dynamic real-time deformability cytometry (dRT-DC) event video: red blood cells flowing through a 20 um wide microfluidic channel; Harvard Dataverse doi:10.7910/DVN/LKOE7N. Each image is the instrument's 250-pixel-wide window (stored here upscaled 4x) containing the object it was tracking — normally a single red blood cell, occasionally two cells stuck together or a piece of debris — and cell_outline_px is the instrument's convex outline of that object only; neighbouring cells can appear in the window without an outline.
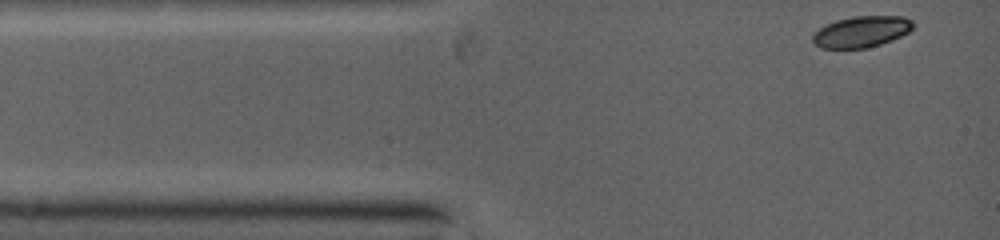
{"species": "common noctule bat (a hibernating species)", "species_latin": "Nyctalus noctula", "temperature_condition": "warm", "stored_images_in_passage": 7, "camera_frame_rate_fps": 5000, "um_per_image_px": 0.085, "animal": {"sex": "female", "body_mass_g": 19.0, "forearm_length_mm": 53.3}, "frame": {"image": 1, "passage_image": 1, "time_ms": 0.0, "image_size_px": [1000, 240], "cell_outline_px": [[912, 28], [908, 32], [900, 36], [880, 44], [864, 48], [820, 48], [812, 40], [812, 36], [820, 28], [836, 20], [856, 16], [900, 16], [912, 20]], "centroid_in_image_um": [73.21, 2.69], "position_along_channel_um": 11.8, "area_um2": 17.86}}
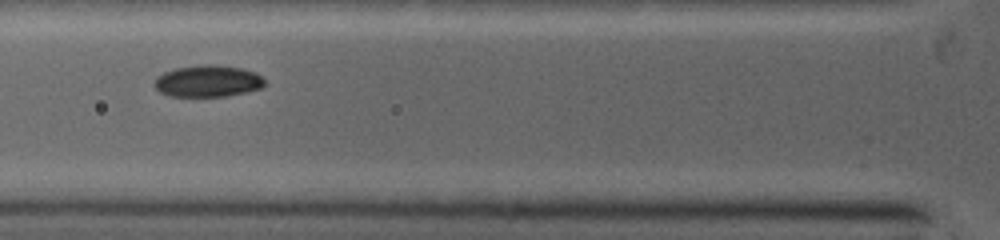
{"frame": {"image": 2, "passage_image": 5, "time_ms": 3.2, "image_size_px": [1000, 240], "cell_outline_px": [[264, 84], [260, 88], [244, 92], [224, 96], [168, 96], [160, 92], [156, 88], [156, 80], [164, 72], [176, 68], [200, 64], [216, 64], [240, 68], [252, 72], [260, 76], [264, 80]], "centroid_in_image_um": [17.65, 6.89], "position_along_channel_um": 108.2, "area_um2": 20.0}}
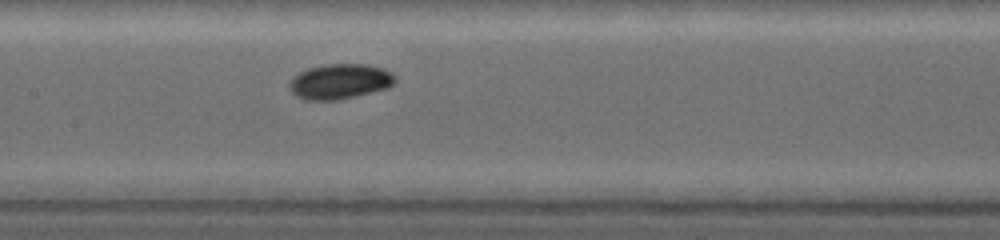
{"frame": {"image": 3, "passage_image": 7, "time_ms": 4.8, "image_size_px": [1000, 240], "cell_outline_px": [[392, 84], [384, 88], [368, 92], [332, 100], [312, 100], [296, 96], [292, 92], [288, 84], [300, 72], [308, 68], [328, 64], [368, 64], [380, 68], [388, 72], [392, 76]], "centroid_in_image_um": [28.81, 6.91], "position_along_channel_um": 178.6, "area_um2": 20.63}}